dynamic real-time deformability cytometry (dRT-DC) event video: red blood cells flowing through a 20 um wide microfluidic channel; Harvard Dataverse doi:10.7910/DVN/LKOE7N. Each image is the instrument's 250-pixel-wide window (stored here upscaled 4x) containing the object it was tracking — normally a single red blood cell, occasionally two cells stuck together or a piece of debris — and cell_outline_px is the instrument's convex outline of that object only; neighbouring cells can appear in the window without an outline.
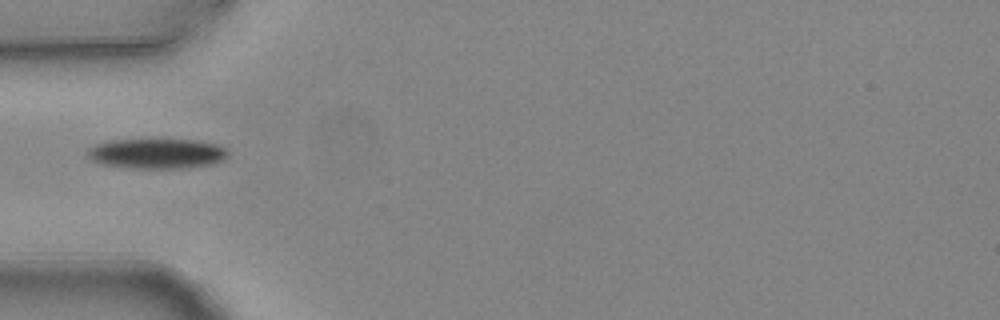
{"species": "common noctule bat (a hibernating species)", "species_latin": "Nyctalus noctula", "temperature_condition": "warm", "stored_images_in_passage": 2, "camera_frame_rate_fps": 3000, "um_per_image_px": 0.085, "animal": {"sex": "female", "body_mass_g": 24.6, "forearm_length_mm": 56.2}, "frame": {"image": 1, "passage_image": 1, "time_ms": 0.0, "image_size_px": [1000, 320], "cell_outline_px": [[228, 152], [220, 160], [212, 164], [180, 168], [132, 168], [100, 164], [92, 160], [88, 156], [88, 148], [96, 144], [112, 140], [200, 140], [216, 144], [224, 148]], "centroid_in_image_um": [13.29, 13.05], "position_along_channel_um": 71.7, "area_um2": 24.28}}
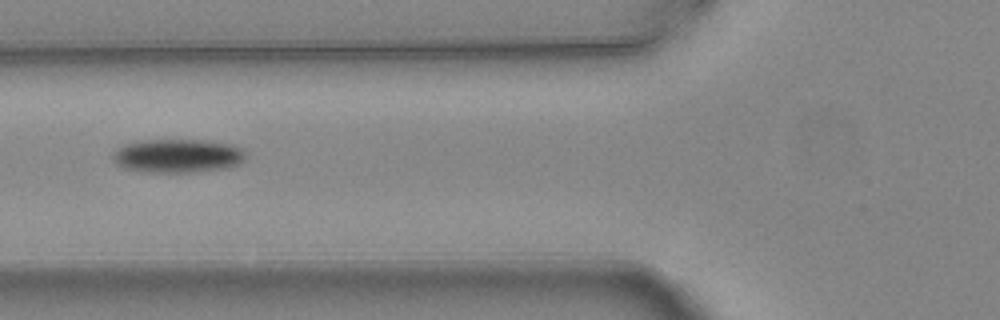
{"frame": {"image": 2, "passage_image": 2, "time_ms": 0.333, "image_size_px": [1000, 320], "cell_outline_px": [[244, 160], [240, 164], [228, 168], [192, 172], [152, 172], [124, 168], [116, 164], [112, 156], [124, 144], [140, 140], [204, 140], [228, 144], [244, 148]], "centroid_in_image_um": [15.14, 13.24], "position_along_channel_um": 110.7, "area_um2": 25.95}}